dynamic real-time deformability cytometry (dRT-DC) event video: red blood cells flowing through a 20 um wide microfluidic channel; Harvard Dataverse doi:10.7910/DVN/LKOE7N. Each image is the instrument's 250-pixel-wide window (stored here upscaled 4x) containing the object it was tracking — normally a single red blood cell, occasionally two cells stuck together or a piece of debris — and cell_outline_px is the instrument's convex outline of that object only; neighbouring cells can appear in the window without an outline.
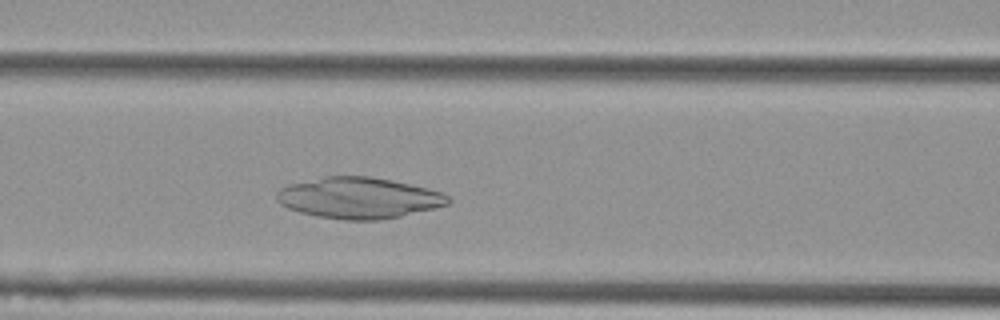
{"species": "Egyptian fruit bat (a non-hibernating species)", "species_latin": "Rousettus aegyptiacus", "temperature_condition": "cold", "stored_images_in_passage": 45, "camera_frame_rate_fps": 3000, "um_per_image_px": 0.085, "animal": {"sex": "female"}, "frame": {"image": 1, "passage_image": 14, "time_ms": 4.333, "image_size_px": [1000, 320], "cell_outline_px": [[452, 200], [448, 204], [436, 208], [400, 216], [376, 220], [344, 220], [316, 216], [300, 212], [288, 208], [280, 204], [276, 200], [276, 192], [280, 188], [288, 184], [324, 176], [368, 176], [392, 180], [428, 188], [444, 192]], "centroid_in_image_um": [30.49, 16.82], "position_along_channel_um": 136.1, "area_um2": 41.27}}
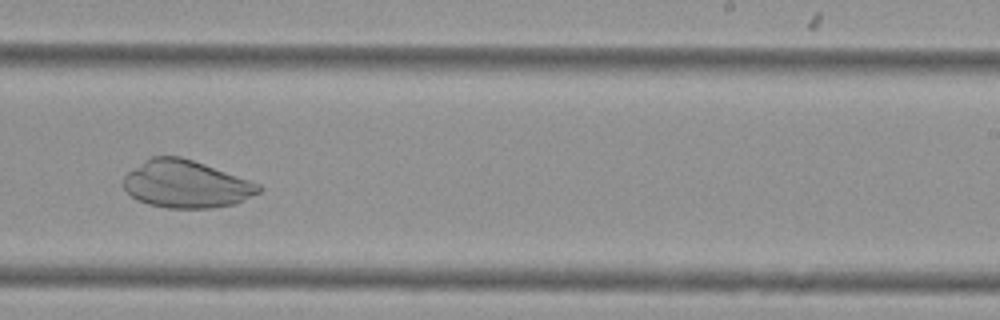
{"frame": {"image": 2, "passage_image": 25, "time_ms": 8.0, "image_size_px": [1000, 320], "cell_outline_px": [[260, 192], [232, 204], [212, 208], [168, 208], [148, 204], [132, 196], [124, 188], [124, 176], [128, 172], [152, 156], [180, 156], [204, 164], [260, 184]], "centroid_in_image_um": [15.8, 15.65], "position_along_channel_um": 273.2, "area_um2": 36.76}}
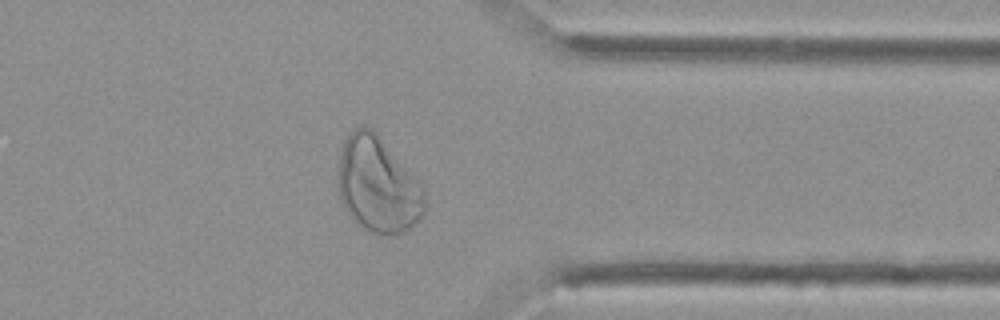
{"frame": {"image": 3, "passage_image": 34, "time_ms": 11.0, "image_size_px": [1000, 320], "cell_outline_px": [[424, 212], [404, 232], [392, 236], [380, 236], [368, 232], [356, 224], [352, 220], [344, 208], [340, 200], [336, 184], [336, 172], [340, 152], [344, 140], [356, 128], [364, 124], [372, 128], [376, 132], [420, 184], [424, 192]], "centroid_in_image_um": [32.03, 15.75], "position_along_channel_um": 379.4, "area_um2": 48.61}}